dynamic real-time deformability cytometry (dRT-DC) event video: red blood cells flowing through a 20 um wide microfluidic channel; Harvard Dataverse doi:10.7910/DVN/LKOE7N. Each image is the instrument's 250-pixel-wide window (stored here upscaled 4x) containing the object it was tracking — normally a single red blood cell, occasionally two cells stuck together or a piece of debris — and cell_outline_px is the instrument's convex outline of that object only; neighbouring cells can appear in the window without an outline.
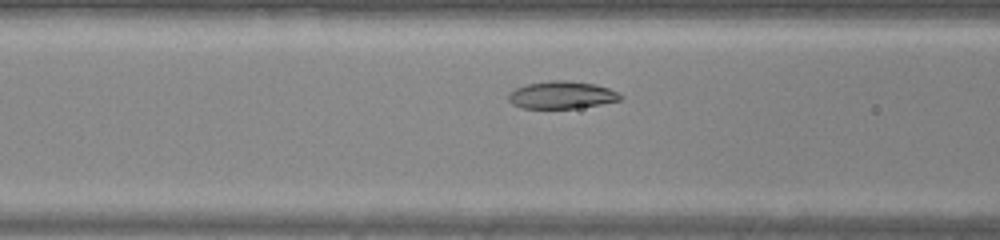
{"species": "common noctule bat (a hibernating species)", "species_latin": "Nyctalus noctula", "temperature_condition": "warm", "stored_images_in_passage": 34, "camera_frame_rate_fps": 3000, "um_per_image_px": 0.085, "animal": {"sex": "male", "body_mass_g": 20.0, "forearm_length_mm": 53.3}, "frame": {"image": 1, "passage_image": 10, "time_ms": 3.0, "image_size_px": [1000, 240], "cell_outline_px": [[624, 96], [620, 100], [600, 104], [572, 108], [520, 108], [512, 104], [508, 100], [508, 92], [524, 84], [548, 80], [568, 80], [596, 84], [608, 88]], "centroid_in_image_um": [47.69, 8.06], "position_along_channel_um": 118.9, "area_um2": 18.03}}
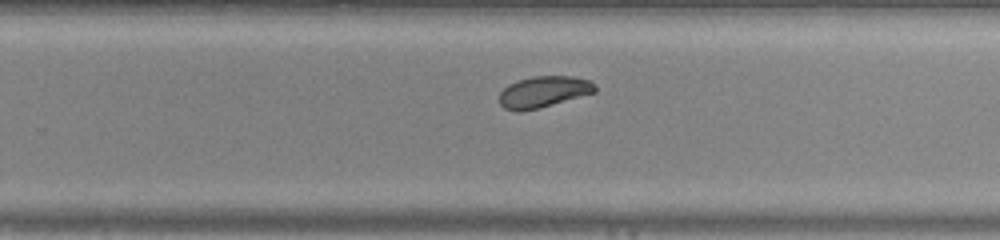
{"frame": {"image": 2, "passage_image": 21, "time_ms": 6.667, "image_size_px": [1000, 240], "cell_outline_px": [[596, 92], [536, 108], [520, 112], [516, 112], [504, 108], [500, 104], [500, 92], [508, 84], [516, 80], [532, 76], [572, 76], [588, 80], [596, 84]], "centroid_in_image_um": [46.17, 7.79], "position_along_channel_um": 283.6, "area_um2": 17.34}}
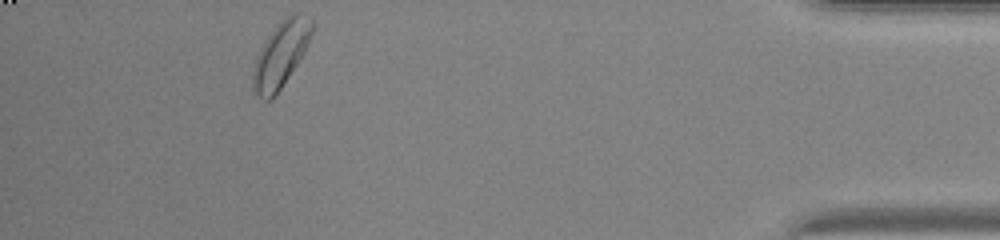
{"frame": {"image": 3, "passage_image": 33, "time_ms": 10.667, "image_size_px": [1000, 240], "cell_outline_px": [[312, 32], [308, 44], [304, 52], [272, 100], [264, 100], [252, 92], [252, 72], [256, 56], [260, 48], [276, 24], [292, 12], [304, 12], [312, 16]], "centroid_in_image_um": [23.86, 4.59], "position_along_channel_um": 411.3, "area_um2": 22.72}}